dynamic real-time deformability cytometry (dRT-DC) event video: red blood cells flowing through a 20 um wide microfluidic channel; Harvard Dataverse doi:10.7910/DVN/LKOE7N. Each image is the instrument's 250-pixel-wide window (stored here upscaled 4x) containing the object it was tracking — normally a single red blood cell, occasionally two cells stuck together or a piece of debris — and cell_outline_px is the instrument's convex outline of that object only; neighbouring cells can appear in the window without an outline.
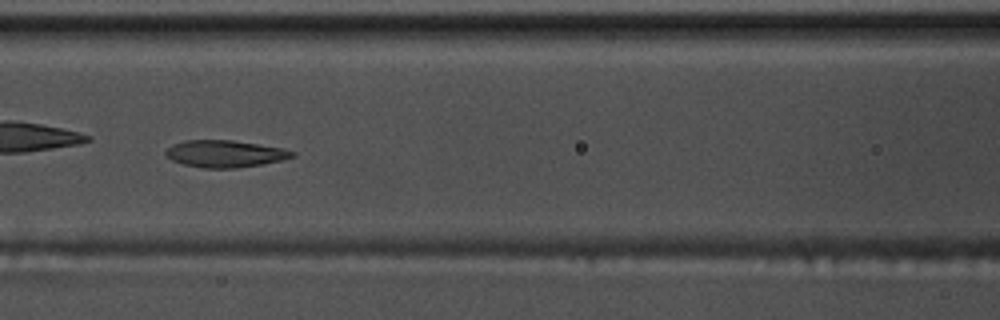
{"species": "common noctule bat (a hibernating species)", "species_latin": "Nyctalus noctula", "temperature_condition": "warm", "stored_images_in_passage": 54, "camera_frame_rate_fps": 3000, "um_per_image_px": 0.085, "animal": {"sex": "male", "body_mass_g": 17.5, "forearm_length_mm": 52.3}, "frame": {"image": 1, "passage_image": 24, "time_ms": 7.667, "image_size_px": [1000, 320], "cell_outline_px": [[296, 156], [280, 160], [260, 164], [236, 168], [204, 168], [184, 164], [172, 160], [164, 152], [168, 148], [184, 140], [232, 140], [284, 148], [296, 152]], "centroid_in_image_um": [19.15, 13.06], "position_along_channel_um": 147.4, "area_um2": 19.71}}
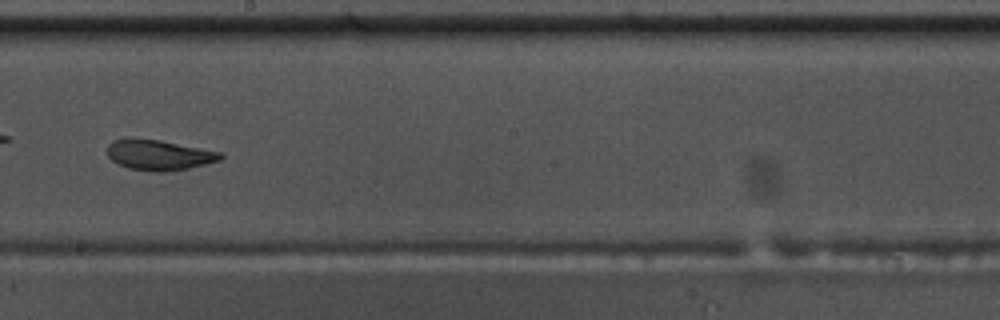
{"frame": {"image": 2, "passage_image": 31, "time_ms": 10.0, "image_size_px": [1000, 320], "cell_outline_px": [[224, 156], [220, 160], [188, 168], [164, 172], [152, 172], [128, 168], [116, 164], [108, 156], [108, 144], [112, 140], [132, 136], [160, 140], [220, 152]], "centroid_in_image_um": [13.44, 13.15], "position_along_channel_um": 234.8, "area_um2": 20.29}}
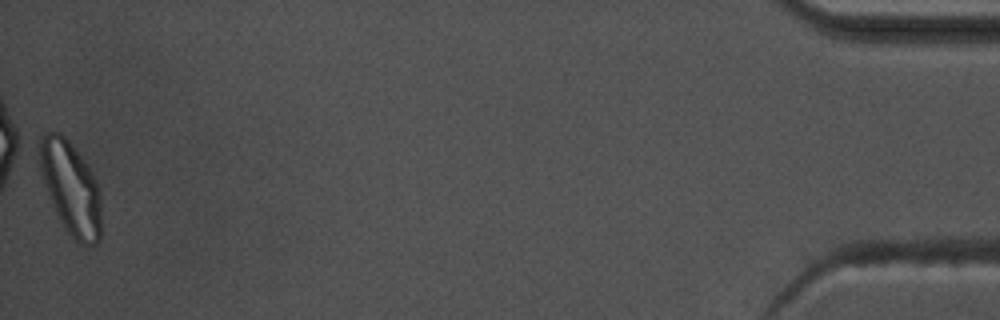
{"frame": {"image": 3, "passage_image": 54, "time_ms": 17.667, "image_size_px": [1000, 320], "cell_outline_px": [[100, 240], [96, 244], [80, 244], [68, 232], [56, 212], [48, 192], [40, 168], [40, 136], [44, 132], [60, 132], [68, 140], [92, 172], [100, 188]], "centroid_in_image_um": [6.04, 15.96], "position_along_channel_um": 429.2, "area_um2": 32.71}, "authors_computed_cell_mechanics": {"area_um2": 21.5305, "velocity_mm_per_s": 3.7602, "shape_relaxation_time_tau1_ms": 8.9612, "shape_relaxation_time_tau2_ms": 1.9974, "deformation_change_tau1": 0.2159, "deformation_change_tau2": 0.0946}}